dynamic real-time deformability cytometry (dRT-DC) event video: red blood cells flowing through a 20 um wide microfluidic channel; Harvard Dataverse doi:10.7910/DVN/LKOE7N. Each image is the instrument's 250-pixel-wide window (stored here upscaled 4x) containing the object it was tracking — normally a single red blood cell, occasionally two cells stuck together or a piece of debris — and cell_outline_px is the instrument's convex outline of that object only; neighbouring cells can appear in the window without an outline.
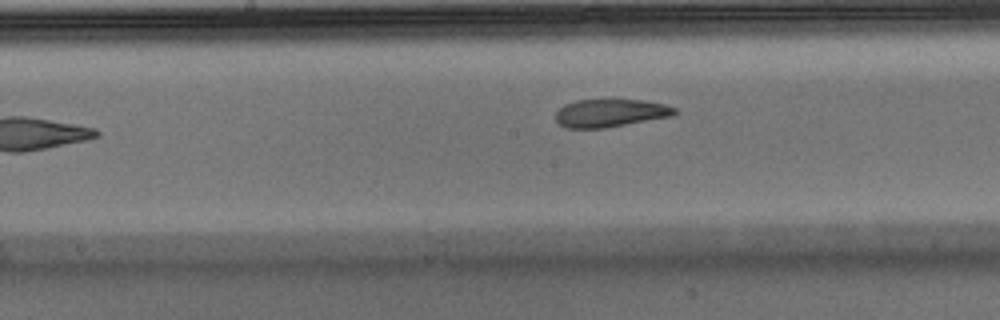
{"species": "Egyptian fruit bat (a non-hibernating species)", "species_latin": "Rousettus aegyptiacus", "temperature_condition": "warm", "stored_images_in_passage": 9, "camera_frame_rate_fps": 3000, "um_per_image_px": 0.085, "animal": {"sex": "male"}, "frame": {"image": 1, "passage_image": 9, "time_ms": 2.667, "image_size_px": [1000, 320], "cell_outline_px": [[680, 112], [672, 116], [604, 128], [568, 128], [560, 124], [556, 120], [556, 112], [564, 104], [576, 100], [644, 100], [664, 104], [676, 108]], "centroid_in_image_um": [51.9, 9.6], "position_along_channel_um": 196.3, "area_um2": 19.31}}